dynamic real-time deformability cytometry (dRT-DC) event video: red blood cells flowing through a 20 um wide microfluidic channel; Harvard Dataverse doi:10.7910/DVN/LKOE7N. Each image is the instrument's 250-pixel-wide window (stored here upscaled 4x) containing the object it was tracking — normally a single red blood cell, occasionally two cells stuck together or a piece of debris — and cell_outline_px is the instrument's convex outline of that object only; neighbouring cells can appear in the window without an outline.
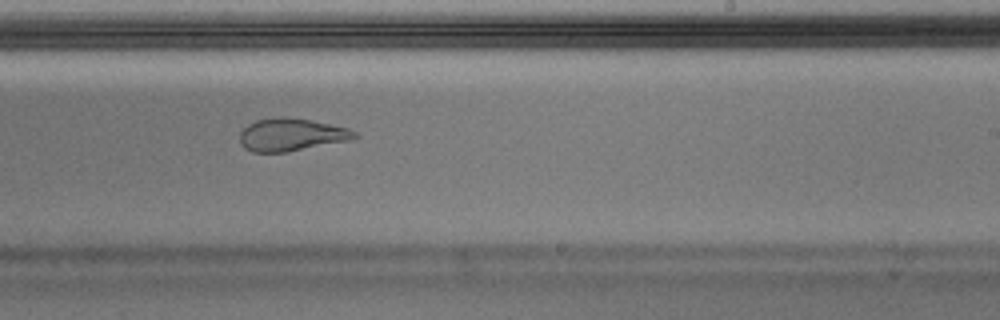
{"species": "Egyptian fruit bat (a non-hibernating species)", "species_latin": "Rousettus aegyptiacus", "temperature_condition": "warm", "stored_images_in_passage": 46, "camera_frame_rate_fps": 3000, "um_per_image_px": 0.085, "animal": {"sex": "male"}, "frame": {"image": 1, "passage_image": 27, "time_ms": 8.667, "image_size_px": [1000, 320], "cell_outline_px": [[360, 136], [348, 140], [284, 152], [252, 152], [244, 148], [240, 144], [240, 132], [248, 124], [256, 120], [280, 116], [284, 116], [312, 120], [348, 128], [356, 132]], "centroid_in_image_um": [24.73, 11.43], "position_along_channel_um": 264.3, "area_um2": 21.73}}
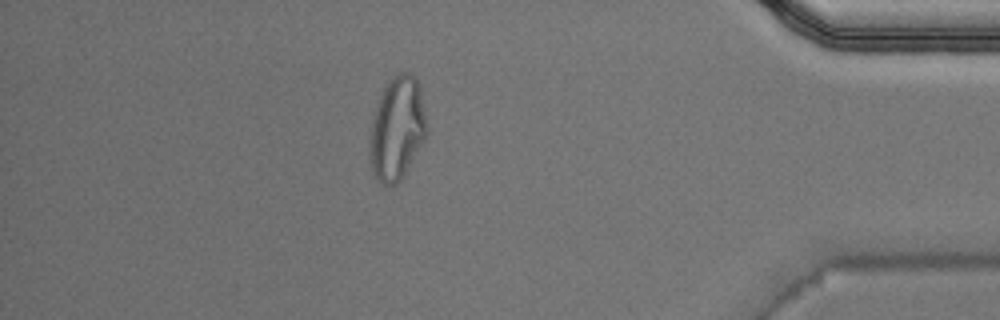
{"frame": {"image": 2, "passage_image": 40, "time_ms": 13.0, "image_size_px": [1000, 320], "cell_outline_px": [[428, 132], [424, 140], [400, 180], [396, 184], [384, 184], [372, 172], [368, 160], [368, 152], [372, 124], [376, 108], [380, 96], [388, 80], [392, 76], [400, 72], [408, 72], [416, 80], [420, 88], [428, 124]], "centroid_in_image_um": [33.75, 10.91], "position_along_channel_um": 401.4, "area_um2": 34.1}, "authors_computed_cell_mechanics": {"area_um2": 22.9755, "velocity_mm_per_s": 4.0488, "shape_relaxation_time_tau1_ms": null, "shape_relaxation_time_tau2_ms": 1.4017, "deformation_change_tau1": null, "deformation_change_tau2": 0.0758}}